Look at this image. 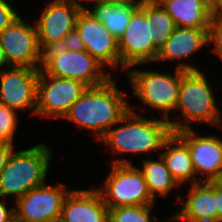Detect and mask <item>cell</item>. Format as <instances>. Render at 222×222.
I'll return each mask as SVG.
<instances>
[{
    "instance_id": "9c48e42d",
    "label": "cell",
    "mask_w": 222,
    "mask_h": 222,
    "mask_svg": "<svg viewBox=\"0 0 222 222\" xmlns=\"http://www.w3.org/2000/svg\"><path fill=\"white\" fill-rule=\"evenodd\" d=\"M0 46L10 66L41 69L43 51L35 23L31 25L19 15L0 33Z\"/></svg>"
},
{
    "instance_id": "52a82bcc",
    "label": "cell",
    "mask_w": 222,
    "mask_h": 222,
    "mask_svg": "<svg viewBox=\"0 0 222 222\" xmlns=\"http://www.w3.org/2000/svg\"><path fill=\"white\" fill-rule=\"evenodd\" d=\"M41 70L47 75L81 81L87 87L101 85L112 77L86 50L69 51L60 46L43 52Z\"/></svg>"
},
{
    "instance_id": "d6986e66",
    "label": "cell",
    "mask_w": 222,
    "mask_h": 222,
    "mask_svg": "<svg viewBox=\"0 0 222 222\" xmlns=\"http://www.w3.org/2000/svg\"><path fill=\"white\" fill-rule=\"evenodd\" d=\"M88 9L95 18L103 23L112 36L119 39L125 32L131 15L139 7L136 0H98Z\"/></svg>"
},
{
    "instance_id": "8992f818",
    "label": "cell",
    "mask_w": 222,
    "mask_h": 222,
    "mask_svg": "<svg viewBox=\"0 0 222 222\" xmlns=\"http://www.w3.org/2000/svg\"><path fill=\"white\" fill-rule=\"evenodd\" d=\"M111 165L103 187L97 188L108 208L155 204L140 168L118 157Z\"/></svg>"
},
{
    "instance_id": "d4e9b609",
    "label": "cell",
    "mask_w": 222,
    "mask_h": 222,
    "mask_svg": "<svg viewBox=\"0 0 222 222\" xmlns=\"http://www.w3.org/2000/svg\"><path fill=\"white\" fill-rule=\"evenodd\" d=\"M18 126L17 111L0 103V141L14 145V136Z\"/></svg>"
},
{
    "instance_id": "ffe728a7",
    "label": "cell",
    "mask_w": 222,
    "mask_h": 222,
    "mask_svg": "<svg viewBox=\"0 0 222 222\" xmlns=\"http://www.w3.org/2000/svg\"><path fill=\"white\" fill-rule=\"evenodd\" d=\"M177 27L209 28L214 11L206 0H157Z\"/></svg>"
},
{
    "instance_id": "3957f363",
    "label": "cell",
    "mask_w": 222,
    "mask_h": 222,
    "mask_svg": "<svg viewBox=\"0 0 222 222\" xmlns=\"http://www.w3.org/2000/svg\"><path fill=\"white\" fill-rule=\"evenodd\" d=\"M52 152L45 143L12 151L0 175V197L15 196V202L31 189L46 183Z\"/></svg>"
},
{
    "instance_id": "1f68e13d",
    "label": "cell",
    "mask_w": 222,
    "mask_h": 222,
    "mask_svg": "<svg viewBox=\"0 0 222 222\" xmlns=\"http://www.w3.org/2000/svg\"><path fill=\"white\" fill-rule=\"evenodd\" d=\"M208 6L214 11H222V0H206Z\"/></svg>"
},
{
    "instance_id": "ac0fdd59",
    "label": "cell",
    "mask_w": 222,
    "mask_h": 222,
    "mask_svg": "<svg viewBox=\"0 0 222 222\" xmlns=\"http://www.w3.org/2000/svg\"><path fill=\"white\" fill-rule=\"evenodd\" d=\"M208 29L176 27L166 43L159 49L155 61L187 59V56L209 45Z\"/></svg>"
},
{
    "instance_id": "d6a6232c",
    "label": "cell",
    "mask_w": 222,
    "mask_h": 222,
    "mask_svg": "<svg viewBox=\"0 0 222 222\" xmlns=\"http://www.w3.org/2000/svg\"><path fill=\"white\" fill-rule=\"evenodd\" d=\"M5 68H10L11 66L8 64L7 59L5 57V53L3 51V49L0 46V71H1V67L5 66Z\"/></svg>"
},
{
    "instance_id": "e575fe53",
    "label": "cell",
    "mask_w": 222,
    "mask_h": 222,
    "mask_svg": "<svg viewBox=\"0 0 222 222\" xmlns=\"http://www.w3.org/2000/svg\"><path fill=\"white\" fill-rule=\"evenodd\" d=\"M10 222H23V221H20L16 217H14Z\"/></svg>"
},
{
    "instance_id": "5bb4252c",
    "label": "cell",
    "mask_w": 222,
    "mask_h": 222,
    "mask_svg": "<svg viewBox=\"0 0 222 222\" xmlns=\"http://www.w3.org/2000/svg\"><path fill=\"white\" fill-rule=\"evenodd\" d=\"M75 29L81 36L85 50L104 67L117 69L120 65L118 39L110 34L103 23L84 7L79 13Z\"/></svg>"
},
{
    "instance_id": "f546056e",
    "label": "cell",
    "mask_w": 222,
    "mask_h": 222,
    "mask_svg": "<svg viewBox=\"0 0 222 222\" xmlns=\"http://www.w3.org/2000/svg\"><path fill=\"white\" fill-rule=\"evenodd\" d=\"M5 201L6 199L0 200V222H10L15 217L14 205L8 208Z\"/></svg>"
},
{
    "instance_id": "44dd1931",
    "label": "cell",
    "mask_w": 222,
    "mask_h": 222,
    "mask_svg": "<svg viewBox=\"0 0 222 222\" xmlns=\"http://www.w3.org/2000/svg\"><path fill=\"white\" fill-rule=\"evenodd\" d=\"M161 150L159 154L167 169L181 186L186 182H202L201 178L196 177L188 146L175 133L164 142Z\"/></svg>"
},
{
    "instance_id": "4fadbf2b",
    "label": "cell",
    "mask_w": 222,
    "mask_h": 222,
    "mask_svg": "<svg viewBox=\"0 0 222 222\" xmlns=\"http://www.w3.org/2000/svg\"><path fill=\"white\" fill-rule=\"evenodd\" d=\"M39 72L40 69L17 66L2 69L0 103L16 111L31 110V114L35 115Z\"/></svg>"
},
{
    "instance_id": "277c9868",
    "label": "cell",
    "mask_w": 222,
    "mask_h": 222,
    "mask_svg": "<svg viewBox=\"0 0 222 222\" xmlns=\"http://www.w3.org/2000/svg\"><path fill=\"white\" fill-rule=\"evenodd\" d=\"M202 70L186 71L181 77L179 98L176 105L182 114L183 124L168 119L172 132L191 129V123H205L222 127L219 107L212 87Z\"/></svg>"
},
{
    "instance_id": "836d02e7",
    "label": "cell",
    "mask_w": 222,
    "mask_h": 222,
    "mask_svg": "<svg viewBox=\"0 0 222 222\" xmlns=\"http://www.w3.org/2000/svg\"><path fill=\"white\" fill-rule=\"evenodd\" d=\"M219 186L222 187V171L220 173V176L218 177V179L215 181Z\"/></svg>"
},
{
    "instance_id": "7c38bea8",
    "label": "cell",
    "mask_w": 222,
    "mask_h": 222,
    "mask_svg": "<svg viewBox=\"0 0 222 222\" xmlns=\"http://www.w3.org/2000/svg\"><path fill=\"white\" fill-rule=\"evenodd\" d=\"M85 6L73 0H55L40 14L35 26L41 50L59 46L63 38L75 30L79 13Z\"/></svg>"
},
{
    "instance_id": "5b68a950",
    "label": "cell",
    "mask_w": 222,
    "mask_h": 222,
    "mask_svg": "<svg viewBox=\"0 0 222 222\" xmlns=\"http://www.w3.org/2000/svg\"><path fill=\"white\" fill-rule=\"evenodd\" d=\"M131 67V68H130ZM129 66L125 72L129 77L134 95L147 106L163 111V118L169 119V111L176 109L179 98L181 77L186 71L201 70L191 64L179 62L174 75L158 71L132 70Z\"/></svg>"
},
{
    "instance_id": "4dcf8cb0",
    "label": "cell",
    "mask_w": 222,
    "mask_h": 222,
    "mask_svg": "<svg viewBox=\"0 0 222 222\" xmlns=\"http://www.w3.org/2000/svg\"><path fill=\"white\" fill-rule=\"evenodd\" d=\"M215 199L217 209V222H222V187L215 182Z\"/></svg>"
},
{
    "instance_id": "e0dca14e",
    "label": "cell",
    "mask_w": 222,
    "mask_h": 222,
    "mask_svg": "<svg viewBox=\"0 0 222 222\" xmlns=\"http://www.w3.org/2000/svg\"><path fill=\"white\" fill-rule=\"evenodd\" d=\"M184 204L170 221L182 222H217L215 199V182H198L190 184Z\"/></svg>"
},
{
    "instance_id": "f1b7e54d",
    "label": "cell",
    "mask_w": 222,
    "mask_h": 222,
    "mask_svg": "<svg viewBox=\"0 0 222 222\" xmlns=\"http://www.w3.org/2000/svg\"><path fill=\"white\" fill-rule=\"evenodd\" d=\"M14 150V145L8 142L0 141V175L5 167L7 160Z\"/></svg>"
},
{
    "instance_id": "4316f807",
    "label": "cell",
    "mask_w": 222,
    "mask_h": 222,
    "mask_svg": "<svg viewBox=\"0 0 222 222\" xmlns=\"http://www.w3.org/2000/svg\"><path fill=\"white\" fill-rule=\"evenodd\" d=\"M13 8L7 0H0V33L19 16Z\"/></svg>"
},
{
    "instance_id": "ba28073f",
    "label": "cell",
    "mask_w": 222,
    "mask_h": 222,
    "mask_svg": "<svg viewBox=\"0 0 222 222\" xmlns=\"http://www.w3.org/2000/svg\"><path fill=\"white\" fill-rule=\"evenodd\" d=\"M86 88L81 81L47 75L40 69L35 115L63 119Z\"/></svg>"
},
{
    "instance_id": "9a60e30c",
    "label": "cell",
    "mask_w": 222,
    "mask_h": 222,
    "mask_svg": "<svg viewBox=\"0 0 222 222\" xmlns=\"http://www.w3.org/2000/svg\"><path fill=\"white\" fill-rule=\"evenodd\" d=\"M175 134L188 146L196 177L205 174L204 182H215L222 171V139L213 135L199 136L193 128Z\"/></svg>"
},
{
    "instance_id": "83f0119b",
    "label": "cell",
    "mask_w": 222,
    "mask_h": 222,
    "mask_svg": "<svg viewBox=\"0 0 222 222\" xmlns=\"http://www.w3.org/2000/svg\"><path fill=\"white\" fill-rule=\"evenodd\" d=\"M61 48L69 51H82L85 50V46L81 39V36L77 32V30H73L69 32L64 38L62 43L59 45Z\"/></svg>"
},
{
    "instance_id": "30bf717a",
    "label": "cell",
    "mask_w": 222,
    "mask_h": 222,
    "mask_svg": "<svg viewBox=\"0 0 222 222\" xmlns=\"http://www.w3.org/2000/svg\"><path fill=\"white\" fill-rule=\"evenodd\" d=\"M151 21L138 7L129 20L124 34L118 39L121 71L155 61L158 49L152 43Z\"/></svg>"
},
{
    "instance_id": "484cf974",
    "label": "cell",
    "mask_w": 222,
    "mask_h": 222,
    "mask_svg": "<svg viewBox=\"0 0 222 222\" xmlns=\"http://www.w3.org/2000/svg\"><path fill=\"white\" fill-rule=\"evenodd\" d=\"M208 42H212L215 52L222 59V11L214 12L208 29Z\"/></svg>"
},
{
    "instance_id": "d590c367",
    "label": "cell",
    "mask_w": 222,
    "mask_h": 222,
    "mask_svg": "<svg viewBox=\"0 0 222 222\" xmlns=\"http://www.w3.org/2000/svg\"><path fill=\"white\" fill-rule=\"evenodd\" d=\"M73 1L78 2V0H73ZM84 1L92 2L93 3V1H98V0H84Z\"/></svg>"
},
{
    "instance_id": "cb8c5ba5",
    "label": "cell",
    "mask_w": 222,
    "mask_h": 222,
    "mask_svg": "<svg viewBox=\"0 0 222 222\" xmlns=\"http://www.w3.org/2000/svg\"><path fill=\"white\" fill-rule=\"evenodd\" d=\"M154 204L109 208V222H153Z\"/></svg>"
},
{
    "instance_id": "2e32d148",
    "label": "cell",
    "mask_w": 222,
    "mask_h": 222,
    "mask_svg": "<svg viewBox=\"0 0 222 222\" xmlns=\"http://www.w3.org/2000/svg\"><path fill=\"white\" fill-rule=\"evenodd\" d=\"M59 222H109V208L96 188L71 190L65 198Z\"/></svg>"
},
{
    "instance_id": "7a4b0ae2",
    "label": "cell",
    "mask_w": 222,
    "mask_h": 222,
    "mask_svg": "<svg viewBox=\"0 0 222 222\" xmlns=\"http://www.w3.org/2000/svg\"><path fill=\"white\" fill-rule=\"evenodd\" d=\"M116 125L100 140L112 148V155L158 151L173 133L167 119H147L131 107Z\"/></svg>"
},
{
    "instance_id": "603a6c76",
    "label": "cell",
    "mask_w": 222,
    "mask_h": 222,
    "mask_svg": "<svg viewBox=\"0 0 222 222\" xmlns=\"http://www.w3.org/2000/svg\"><path fill=\"white\" fill-rule=\"evenodd\" d=\"M139 8L151 21L152 43L159 50L176 29V24L157 0H140Z\"/></svg>"
},
{
    "instance_id": "8fae6325",
    "label": "cell",
    "mask_w": 222,
    "mask_h": 222,
    "mask_svg": "<svg viewBox=\"0 0 222 222\" xmlns=\"http://www.w3.org/2000/svg\"><path fill=\"white\" fill-rule=\"evenodd\" d=\"M64 185L44 183L31 189L15 202V217L23 222H59L65 198L71 191Z\"/></svg>"
},
{
    "instance_id": "6da1fadb",
    "label": "cell",
    "mask_w": 222,
    "mask_h": 222,
    "mask_svg": "<svg viewBox=\"0 0 222 222\" xmlns=\"http://www.w3.org/2000/svg\"><path fill=\"white\" fill-rule=\"evenodd\" d=\"M113 78L98 86L87 87L63 119L82 129L93 131L100 141L128 112L130 106Z\"/></svg>"
},
{
    "instance_id": "7402d4cb",
    "label": "cell",
    "mask_w": 222,
    "mask_h": 222,
    "mask_svg": "<svg viewBox=\"0 0 222 222\" xmlns=\"http://www.w3.org/2000/svg\"><path fill=\"white\" fill-rule=\"evenodd\" d=\"M158 157V161L150 159L143 160V166L142 169H140L147 182L149 193L154 200H156L157 197L168 196L174 187L178 188L180 186L167 169L162 156L159 154Z\"/></svg>"
}]
</instances>
